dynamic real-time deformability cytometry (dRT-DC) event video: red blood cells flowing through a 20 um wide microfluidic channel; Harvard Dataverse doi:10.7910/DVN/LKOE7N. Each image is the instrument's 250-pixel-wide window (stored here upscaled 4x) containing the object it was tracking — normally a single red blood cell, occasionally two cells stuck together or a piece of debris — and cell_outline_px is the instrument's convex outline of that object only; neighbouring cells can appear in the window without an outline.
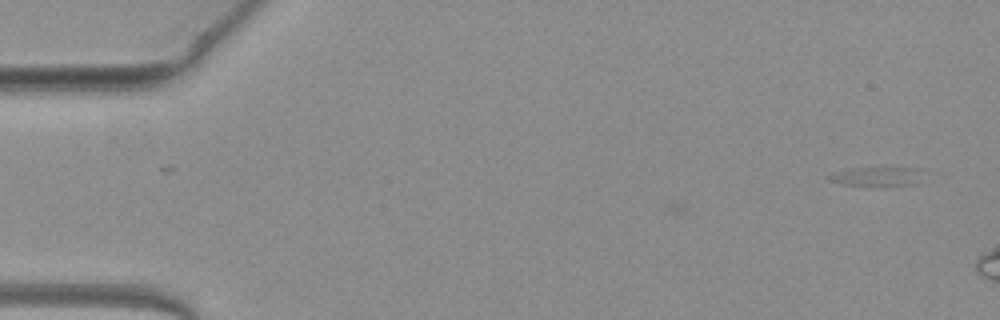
{"species": "common noctule bat (a hibernating species)", "species_latin": "Nyctalus noctula", "temperature_condition": "warm", "stored_images_in_passage": 6, "camera_frame_rate_fps": 3000, "um_per_image_px": 0.085, "animal": {"sex": "female", "body_mass_g": 19.3, "forearm_length_mm": 54.1}, "frame": {"image": 1, "passage_image": 1, "time_ms": 0.0, "image_size_px": [1000, 320], "cell_outline_px": [[920, 168], [916, 184], [868, 188], [840, 184], [828, 180], [824, 176], [832, 172], [852, 168]], "centroid_in_image_um": [74.37, 15.05], "position_along_channel_um": 10.6, "area_um2": 10.98}}